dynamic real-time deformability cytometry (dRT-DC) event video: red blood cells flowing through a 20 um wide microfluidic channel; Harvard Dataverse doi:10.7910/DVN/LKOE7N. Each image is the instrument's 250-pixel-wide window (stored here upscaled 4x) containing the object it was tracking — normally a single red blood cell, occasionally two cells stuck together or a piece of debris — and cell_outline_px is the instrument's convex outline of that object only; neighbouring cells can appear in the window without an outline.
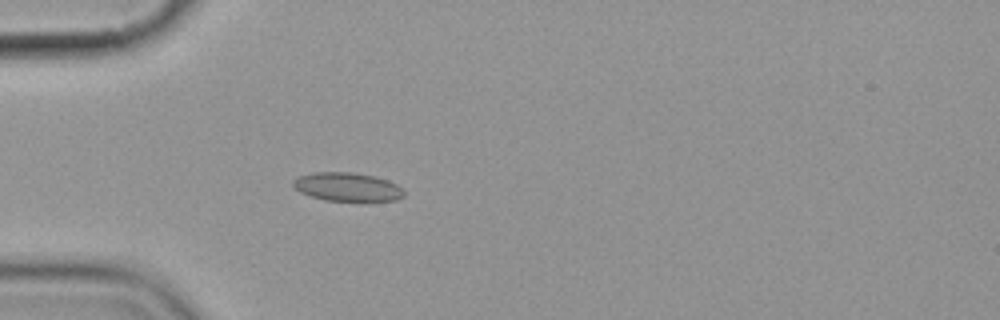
{"species": "common noctule bat (a hibernating species)", "species_latin": "Nyctalus noctula", "temperature_condition": "cold", "stored_images_in_passage": 6, "camera_frame_rate_fps": 3000, "um_per_image_px": 0.085, "animal": {"sex": "female", "body_mass_g": 19.9}, "frame": {"image": 1, "passage_image": 6, "time_ms": 5.667, "image_size_px": [1000, 320], "cell_outline_px": [[404, 196], [396, 200], [364, 204], [324, 200], [300, 192], [292, 184], [292, 180], [296, 176], [312, 172], [352, 172], [376, 176], [388, 180], [396, 184], [404, 192]], "centroid_in_image_um": [29.55, 15.93], "position_along_channel_um": 55.5, "area_um2": 19.42}}